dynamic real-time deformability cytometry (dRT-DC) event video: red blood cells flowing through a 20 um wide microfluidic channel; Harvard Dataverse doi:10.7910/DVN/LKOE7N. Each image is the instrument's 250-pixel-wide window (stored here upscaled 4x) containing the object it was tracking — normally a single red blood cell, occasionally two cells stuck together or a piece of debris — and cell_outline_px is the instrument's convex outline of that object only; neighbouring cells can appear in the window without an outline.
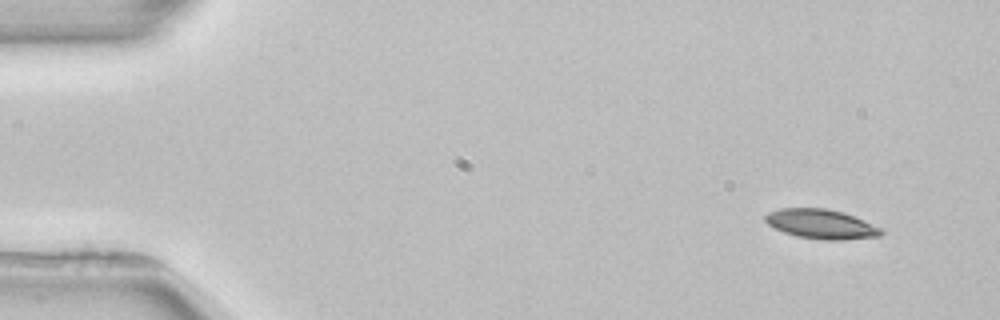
{"species": "common noctule bat (a hibernating species)", "species_latin": "Nyctalus noctula", "temperature_condition": "room temperature", "stored_images_in_passage": 3, "camera_frame_rate_fps": 3000, "um_per_image_px": 0.085, "animal": {"sex": "female", "body_mass_g": 22.7, "forearm_length_mm": 54.2}, "frame": {"image": 1, "passage_image": 1, "time_ms": 0.0, "image_size_px": [1000, 320], "cell_outline_px": [[884, 232], [880, 236], [840, 240], [824, 240], [796, 236], [784, 232], [768, 224], [764, 220], [764, 216], [768, 212], [780, 208], [828, 208], [844, 212], [884, 228]], "centroid_in_image_um": [69.83, 19.04], "position_along_channel_um": 15.2, "area_um2": 20.11}}